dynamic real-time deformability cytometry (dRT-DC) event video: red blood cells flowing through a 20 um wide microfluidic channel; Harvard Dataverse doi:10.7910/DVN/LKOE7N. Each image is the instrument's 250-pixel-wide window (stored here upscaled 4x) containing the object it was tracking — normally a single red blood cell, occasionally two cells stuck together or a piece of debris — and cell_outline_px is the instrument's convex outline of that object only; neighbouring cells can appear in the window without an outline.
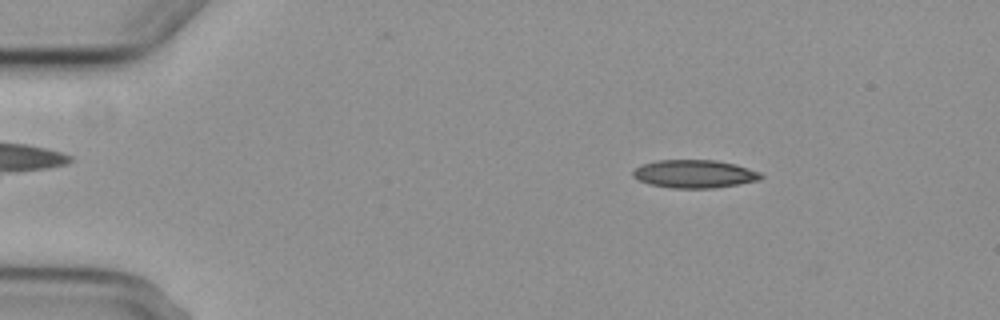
{"species": "common noctule bat (a hibernating species)", "species_latin": "Nyctalus noctula", "temperature_condition": "cold", "stored_images_in_passage": 4, "camera_frame_rate_fps": 3000, "um_per_image_px": 0.085, "animal": {"sex": "female", "body_mass_g": 29.2, "forearm_length_mm": 56.3}, "frame": {"image": 1, "passage_image": 1, "time_ms": 0.0, "image_size_px": [1000, 320], "cell_outline_px": [[764, 176], [760, 180], [712, 188], [672, 188], [652, 184], [640, 180], [632, 176], [632, 172], [636, 168], [644, 164], [656, 160], [716, 160], [736, 164], [760, 172]], "centroid_in_image_um": [59.05, 14.77], "position_along_channel_um": 25.9, "area_um2": 20.75}}
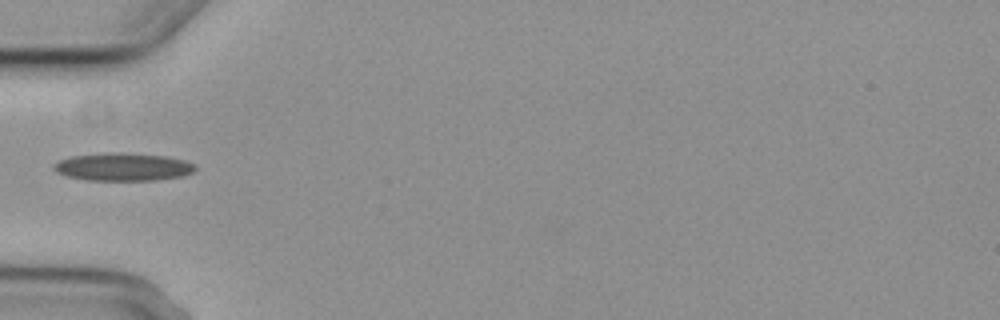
{"frame": {"image": 2, "passage_image": 4, "time_ms": 3.333, "image_size_px": [1000, 320], "cell_outline_px": [[196, 168], [192, 172], [184, 176], [156, 180], [88, 180], [68, 176], [56, 172], [52, 168], [52, 164], [60, 160], [72, 156], [108, 152], [120, 152], [164, 156], [184, 160], [196, 164]], "centroid_in_image_um": [10.45, 14.18], "position_along_channel_um": 74.5, "area_um2": 23.0}}